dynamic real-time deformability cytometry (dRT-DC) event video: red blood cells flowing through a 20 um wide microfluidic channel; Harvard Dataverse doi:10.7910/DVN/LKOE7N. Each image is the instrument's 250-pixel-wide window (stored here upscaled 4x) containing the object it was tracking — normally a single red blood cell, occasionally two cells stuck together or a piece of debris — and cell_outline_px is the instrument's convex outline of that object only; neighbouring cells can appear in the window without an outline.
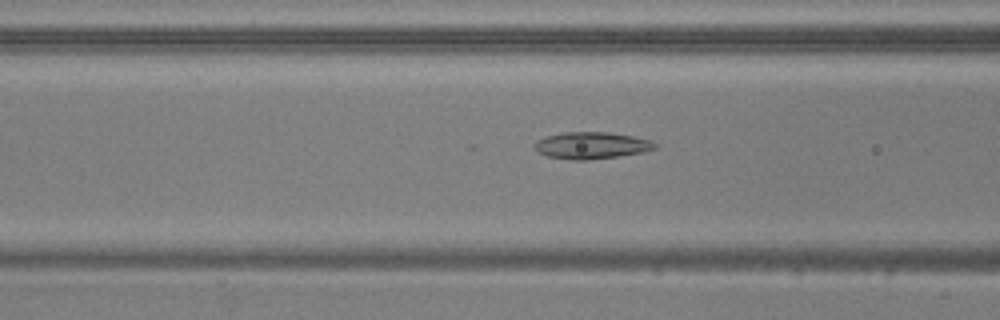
{"species": "common noctule bat (a hibernating species)", "species_latin": "Nyctalus noctula", "temperature_condition": "warm", "stored_images_in_passage": 53, "camera_frame_rate_fps": 3000, "um_per_image_px": 0.085, "animal": {"sex": "male", "body_mass_g": 20.5, "forearm_length_mm": 52.5}, "frame": {"image": 1, "passage_image": 21, "time_ms": 6.667, "image_size_px": [1000, 320], "cell_outline_px": [[656, 148], [644, 152], [588, 160], [572, 160], [548, 156], [532, 148], [532, 144], [536, 140], [544, 136], [564, 132], [608, 132], [632, 136], [648, 140], [656, 144]], "centroid_in_image_um": [50.2, 12.35], "position_along_channel_um": 116.4, "area_um2": 18.79}}
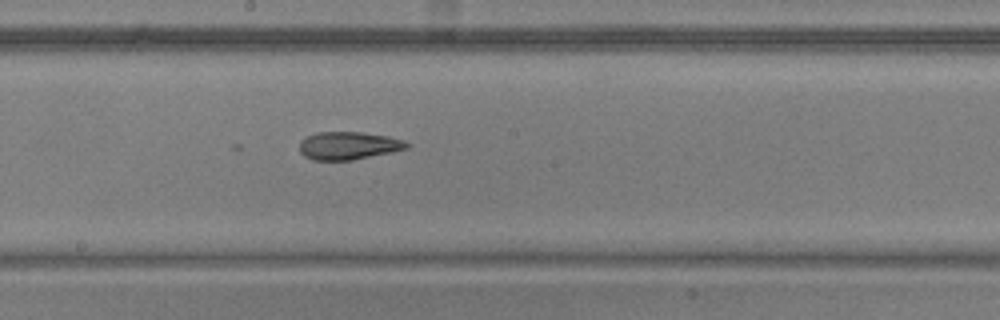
{"frame": {"image": 2, "passage_image": 29, "time_ms": 9.333, "image_size_px": [1000, 320], "cell_outline_px": [[412, 144], [408, 148], [392, 152], [352, 160], [312, 160], [304, 156], [300, 152], [300, 140], [316, 132], [360, 132], [388, 136], [404, 140]], "centroid_in_image_um": [29.63, 12.38], "position_along_channel_um": 218.6, "area_um2": 17.51}}
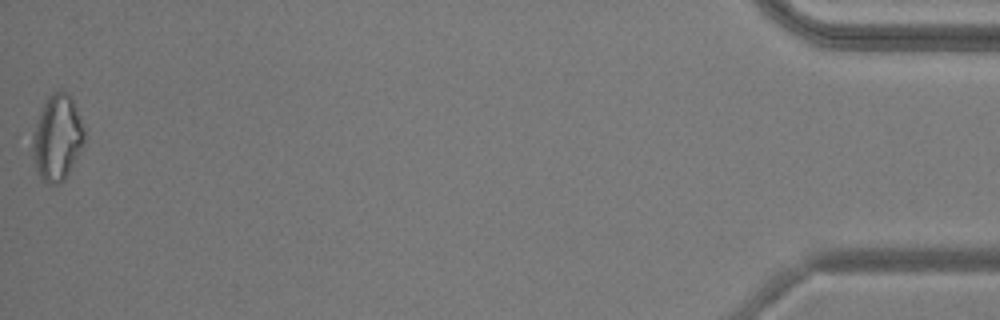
{"frame": {"image": 3, "passage_image": 53, "time_ms": 17.333, "image_size_px": [1000, 320], "cell_outline_px": [[84, 140], [64, 180], [60, 184], [48, 184], [36, 172], [32, 156], [32, 132], [40, 112], [48, 96], [52, 92], [60, 88], [68, 92], [84, 124]], "centroid_in_image_um": [4.83, 11.68], "position_along_channel_um": 430.4, "area_um2": 25.84}, "authors_computed_cell_mechanics": {"area_um2": 19.652, "velocity_mm_per_s": 3.8229, "shape_relaxation_time_tau1_ms": null, "shape_relaxation_time_tau2_ms": 3.0036, "deformation_change_tau1": null, "deformation_change_tau2": 0.1181}}